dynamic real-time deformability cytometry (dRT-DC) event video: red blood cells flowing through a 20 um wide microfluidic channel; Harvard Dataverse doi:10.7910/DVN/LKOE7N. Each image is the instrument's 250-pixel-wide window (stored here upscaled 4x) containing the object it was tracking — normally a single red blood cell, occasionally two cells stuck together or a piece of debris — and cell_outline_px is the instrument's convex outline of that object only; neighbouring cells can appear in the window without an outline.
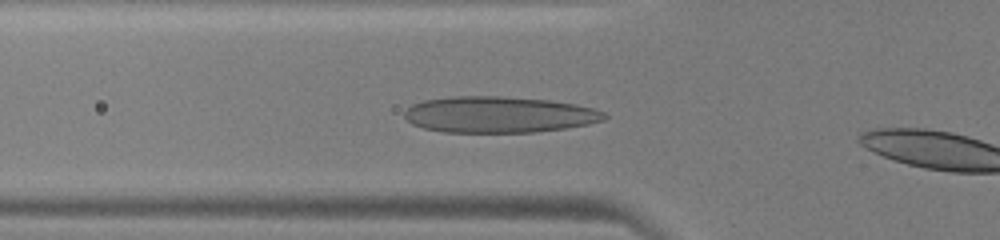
{"species": "human", "species_latin": "Homo sapiens", "temperature_condition": "warm", "stored_images_in_passage": 5, "camera_frame_rate_fps": 3000, "um_per_image_px": 0.085, "donor": {"sex": "male"}, "frame": {"image": 1, "passage_image": 4, "time_ms": 1.0, "image_size_px": [1000, 240], "cell_outline_px": [[608, 116], [604, 120], [588, 124], [564, 128], [536, 132], [444, 132], [424, 128], [412, 124], [404, 116], [404, 112], [412, 104], [424, 100], [452, 96], [500, 96], [552, 100], [576, 104], [596, 108], [604, 112]], "centroid_in_image_um": [42.43, 9.73], "position_along_channel_um": 83.4, "area_um2": 42.37}}